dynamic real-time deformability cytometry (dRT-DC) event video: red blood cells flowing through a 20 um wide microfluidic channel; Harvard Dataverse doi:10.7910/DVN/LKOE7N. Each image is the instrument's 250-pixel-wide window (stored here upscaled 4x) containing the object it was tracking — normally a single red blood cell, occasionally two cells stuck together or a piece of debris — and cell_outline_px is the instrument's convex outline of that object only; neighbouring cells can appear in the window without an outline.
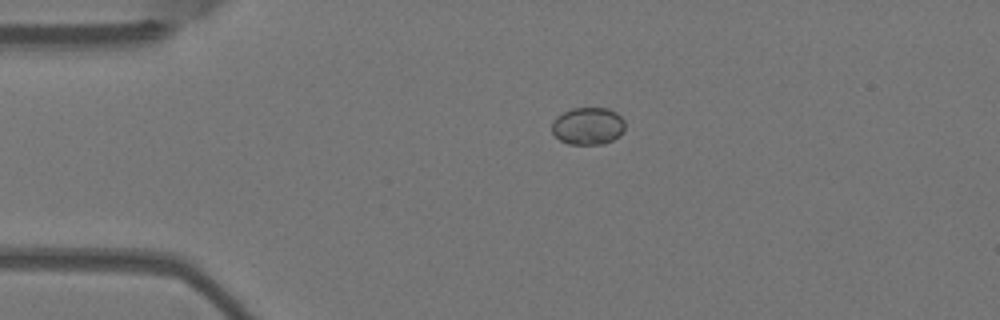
{"species": "Egyptian fruit bat (a non-hibernating species)", "species_latin": "Rousettus aegyptiacus", "temperature_condition": "warm", "stored_images_in_passage": 3, "camera_frame_rate_fps": 3000, "um_per_image_px": 0.085, "animal": {"sex": "female"}, "frame": {"image": 1, "passage_image": 3, "time_ms": 0.667, "image_size_px": [1000, 320], "cell_outline_px": [[624, 128], [620, 136], [604, 144], [568, 144], [560, 140], [552, 132], [552, 120], [556, 116], [572, 108], [608, 108], [616, 112], [624, 120]], "centroid_in_image_um": [49.97, 10.71], "position_along_channel_um": 35.0, "area_um2": 16.01}}